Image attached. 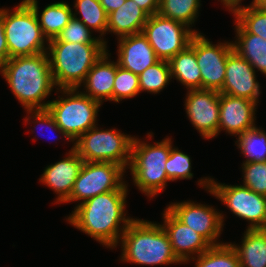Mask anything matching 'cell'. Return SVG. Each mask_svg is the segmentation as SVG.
I'll return each mask as SVG.
<instances>
[{
  "label": "cell",
  "mask_w": 266,
  "mask_h": 267,
  "mask_svg": "<svg viewBox=\"0 0 266 267\" xmlns=\"http://www.w3.org/2000/svg\"><path fill=\"white\" fill-rule=\"evenodd\" d=\"M127 192L125 183L119 190L89 198L79 203L66 220L103 246L115 249L125 229L134 220L125 213Z\"/></svg>",
  "instance_id": "6da1fadb"
},
{
  "label": "cell",
  "mask_w": 266,
  "mask_h": 267,
  "mask_svg": "<svg viewBox=\"0 0 266 267\" xmlns=\"http://www.w3.org/2000/svg\"><path fill=\"white\" fill-rule=\"evenodd\" d=\"M0 74L25 110L47 109L56 88L47 52L9 58Z\"/></svg>",
  "instance_id": "7a4b0ae2"
},
{
  "label": "cell",
  "mask_w": 266,
  "mask_h": 267,
  "mask_svg": "<svg viewBox=\"0 0 266 267\" xmlns=\"http://www.w3.org/2000/svg\"><path fill=\"white\" fill-rule=\"evenodd\" d=\"M121 261L139 265L183 264L161 224L135 218L120 237Z\"/></svg>",
  "instance_id": "3957f363"
},
{
  "label": "cell",
  "mask_w": 266,
  "mask_h": 267,
  "mask_svg": "<svg viewBox=\"0 0 266 267\" xmlns=\"http://www.w3.org/2000/svg\"><path fill=\"white\" fill-rule=\"evenodd\" d=\"M47 46L56 89H79L83 86L89 70L107 50L105 44L48 42Z\"/></svg>",
  "instance_id": "277c9868"
},
{
  "label": "cell",
  "mask_w": 266,
  "mask_h": 267,
  "mask_svg": "<svg viewBox=\"0 0 266 267\" xmlns=\"http://www.w3.org/2000/svg\"><path fill=\"white\" fill-rule=\"evenodd\" d=\"M134 136L131 161L128 169L131 171L134 185L148 197L158 196L166 189L170 181L165 170V163L171 151V138L148 144Z\"/></svg>",
  "instance_id": "5b68a950"
},
{
  "label": "cell",
  "mask_w": 266,
  "mask_h": 267,
  "mask_svg": "<svg viewBox=\"0 0 266 267\" xmlns=\"http://www.w3.org/2000/svg\"><path fill=\"white\" fill-rule=\"evenodd\" d=\"M57 90L63 96L50 101L47 109L58 127L74 143L82 134L98 125L97 116L102 104L78 91V88Z\"/></svg>",
  "instance_id": "8992f818"
},
{
  "label": "cell",
  "mask_w": 266,
  "mask_h": 267,
  "mask_svg": "<svg viewBox=\"0 0 266 267\" xmlns=\"http://www.w3.org/2000/svg\"><path fill=\"white\" fill-rule=\"evenodd\" d=\"M12 10L3 8V23L9 58L33 56L47 52L46 44L49 41L43 35L32 7L23 0Z\"/></svg>",
  "instance_id": "52a82bcc"
},
{
  "label": "cell",
  "mask_w": 266,
  "mask_h": 267,
  "mask_svg": "<svg viewBox=\"0 0 266 267\" xmlns=\"http://www.w3.org/2000/svg\"><path fill=\"white\" fill-rule=\"evenodd\" d=\"M134 136L113 129L92 127L73 144V149L84 162H113L125 170L131 161ZM127 167V168H126Z\"/></svg>",
  "instance_id": "ba28073f"
},
{
  "label": "cell",
  "mask_w": 266,
  "mask_h": 267,
  "mask_svg": "<svg viewBox=\"0 0 266 267\" xmlns=\"http://www.w3.org/2000/svg\"><path fill=\"white\" fill-rule=\"evenodd\" d=\"M198 185L223 202L236 217L250 222L247 229H266V196L244 185L222 184L210 177L199 179Z\"/></svg>",
  "instance_id": "9c48e42d"
},
{
  "label": "cell",
  "mask_w": 266,
  "mask_h": 267,
  "mask_svg": "<svg viewBox=\"0 0 266 267\" xmlns=\"http://www.w3.org/2000/svg\"><path fill=\"white\" fill-rule=\"evenodd\" d=\"M196 33L200 32L159 13L149 16L142 30L157 57L165 61L185 50Z\"/></svg>",
  "instance_id": "30bf717a"
},
{
  "label": "cell",
  "mask_w": 266,
  "mask_h": 267,
  "mask_svg": "<svg viewBox=\"0 0 266 267\" xmlns=\"http://www.w3.org/2000/svg\"><path fill=\"white\" fill-rule=\"evenodd\" d=\"M125 169L113 162H84L70 197L64 202H77L109 191L119 190L126 181Z\"/></svg>",
  "instance_id": "8fae6325"
},
{
  "label": "cell",
  "mask_w": 266,
  "mask_h": 267,
  "mask_svg": "<svg viewBox=\"0 0 266 267\" xmlns=\"http://www.w3.org/2000/svg\"><path fill=\"white\" fill-rule=\"evenodd\" d=\"M180 222L202 236L211 246L218 242L224 227V215L213 206L195 203L190 200L174 202L166 207Z\"/></svg>",
  "instance_id": "7c38bea8"
},
{
  "label": "cell",
  "mask_w": 266,
  "mask_h": 267,
  "mask_svg": "<svg viewBox=\"0 0 266 267\" xmlns=\"http://www.w3.org/2000/svg\"><path fill=\"white\" fill-rule=\"evenodd\" d=\"M196 33V60L201 73V89L222 90L226 60L234 51L232 42L212 44V41Z\"/></svg>",
  "instance_id": "4fadbf2b"
},
{
  "label": "cell",
  "mask_w": 266,
  "mask_h": 267,
  "mask_svg": "<svg viewBox=\"0 0 266 267\" xmlns=\"http://www.w3.org/2000/svg\"><path fill=\"white\" fill-rule=\"evenodd\" d=\"M220 93L214 90L191 89L185 98V111L203 139L218 135Z\"/></svg>",
  "instance_id": "5bb4252c"
},
{
  "label": "cell",
  "mask_w": 266,
  "mask_h": 267,
  "mask_svg": "<svg viewBox=\"0 0 266 267\" xmlns=\"http://www.w3.org/2000/svg\"><path fill=\"white\" fill-rule=\"evenodd\" d=\"M256 77L253 66L233 51L226 60L224 84L219 93L259 103L261 86Z\"/></svg>",
  "instance_id": "9a60e30c"
},
{
  "label": "cell",
  "mask_w": 266,
  "mask_h": 267,
  "mask_svg": "<svg viewBox=\"0 0 266 267\" xmlns=\"http://www.w3.org/2000/svg\"><path fill=\"white\" fill-rule=\"evenodd\" d=\"M218 134L239 136L256 127L257 102L220 93Z\"/></svg>",
  "instance_id": "2e32d148"
},
{
  "label": "cell",
  "mask_w": 266,
  "mask_h": 267,
  "mask_svg": "<svg viewBox=\"0 0 266 267\" xmlns=\"http://www.w3.org/2000/svg\"><path fill=\"white\" fill-rule=\"evenodd\" d=\"M161 224L167 232L172 249L182 263H188L193 255L199 256L211 245L194 230L180 222L167 208L164 209Z\"/></svg>",
  "instance_id": "e0dca14e"
},
{
  "label": "cell",
  "mask_w": 266,
  "mask_h": 267,
  "mask_svg": "<svg viewBox=\"0 0 266 267\" xmlns=\"http://www.w3.org/2000/svg\"><path fill=\"white\" fill-rule=\"evenodd\" d=\"M67 157L45 167L39 181L47 185L56 194L55 203H64L72 192L74 183L79 175L84 160L73 149Z\"/></svg>",
  "instance_id": "ac0fdd59"
},
{
  "label": "cell",
  "mask_w": 266,
  "mask_h": 267,
  "mask_svg": "<svg viewBox=\"0 0 266 267\" xmlns=\"http://www.w3.org/2000/svg\"><path fill=\"white\" fill-rule=\"evenodd\" d=\"M117 41L118 65L136 75L160 60L142 33L124 36Z\"/></svg>",
  "instance_id": "d6986e66"
},
{
  "label": "cell",
  "mask_w": 266,
  "mask_h": 267,
  "mask_svg": "<svg viewBox=\"0 0 266 267\" xmlns=\"http://www.w3.org/2000/svg\"><path fill=\"white\" fill-rule=\"evenodd\" d=\"M110 54L106 50L89 70L83 82L84 94L101 104L113 101V84L118 62L110 61Z\"/></svg>",
  "instance_id": "ffe728a7"
},
{
  "label": "cell",
  "mask_w": 266,
  "mask_h": 267,
  "mask_svg": "<svg viewBox=\"0 0 266 267\" xmlns=\"http://www.w3.org/2000/svg\"><path fill=\"white\" fill-rule=\"evenodd\" d=\"M149 15L136 2L126 0L119 9L108 14L107 32L117 38L142 33Z\"/></svg>",
  "instance_id": "44dd1931"
},
{
  "label": "cell",
  "mask_w": 266,
  "mask_h": 267,
  "mask_svg": "<svg viewBox=\"0 0 266 267\" xmlns=\"http://www.w3.org/2000/svg\"><path fill=\"white\" fill-rule=\"evenodd\" d=\"M171 78L178 80L187 90L201 89V73L196 60V34L190 45L169 61Z\"/></svg>",
  "instance_id": "7402d4cb"
},
{
  "label": "cell",
  "mask_w": 266,
  "mask_h": 267,
  "mask_svg": "<svg viewBox=\"0 0 266 267\" xmlns=\"http://www.w3.org/2000/svg\"><path fill=\"white\" fill-rule=\"evenodd\" d=\"M34 10L43 35L47 40H51L57 37L61 30L69 23L73 18L72 8L66 2H55L48 4L42 13L38 11L37 0H25Z\"/></svg>",
  "instance_id": "603a6c76"
},
{
  "label": "cell",
  "mask_w": 266,
  "mask_h": 267,
  "mask_svg": "<svg viewBox=\"0 0 266 267\" xmlns=\"http://www.w3.org/2000/svg\"><path fill=\"white\" fill-rule=\"evenodd\" d=\"M241 245L232 244L241 267H266V229H246Z\"/></svg>",
  "instance_id": "cb8c5ba5"
},
{
  "label": "cell",
  "mask_w": 266,
  "mask_h": 267,
  "mask_svg": "<svg viewBox=\"0 0 266 267\" xmlns=\"http://www.w3.org/2000/svg\"><path fill=\"white\" fill-rule=\"evenodd\" d=\"M234 24L237 38L232 41L233 50L266 76V40L246 32L236 21Z\"/></svg>",
  "instance_id": "d4e9b609"
},
{
  "label": "cell",
  "mask_w": 266,
  "mask_h": 267,
  "mask_svg": "<svg viewBox=\"0 0 266 267\" xmlns=\"http://www.w3.org/2000/svg\"><path fill=\"white\" fill-rule=\"evenodd\" d=\"M73 17L80 20L92 32H99L101 39L107 46L103 36L107 33L108 14L100 4V0H75ZM79 14V17L77 15ZM81 15V18H80Z\"/></svg>",
  "instance_id": "484cf974"
},
{
  "label": "cell",
  "mask_w": 266,
  "mask_h": 267,
  "mask_svg": "<svg viewBox=\"0 0 266 267\" xmlns=\"http://www.w3.org/2000/svg\"><path fill=\"white\" fill-rule=\"evenodd\" d=\"M200 2L201 0H162L158 13L191 28L198 18Z\"/></svg>",
  "instance_id": "4316f807"
},
{
  "label": "cell",
  "mask_w": 266,
  "mask_h": 267,
  "mask_svg": "<svg viewBox=\"0 0 266 267\" xmlns=\"http://www.w3.org/2000/svg\"><path fill=\"white\" fill-rule=\"evenodd\" d=\"M191 260H196L195 267H241L235 249L227 242L211 246L201 255L193 256L189 261Z\"/></svg>",
  "instance_id": "83f0119b"
},
{
  "label": "cell",
  "mask_w": 266,
  "mask_h": 267,
  "mask_svg": "<svg viewBox=\"0 0 266 267\" xmlns=\"http://www.w3.org/2000/svg\"><path fill=\"white\" fill-rule=\"evenodd\" d=\"M236 139L237 148L246 158L244 162L266 161V132L261 127L248 130Z\"/></svg>",
  "instance_id": "f1b7e54d"
},
{
  "label": "cell",
  "mask_w": 266,
  "mask_h": 267,
  "mask_svg": "<svg viewBox=\"0 0 266 267\" xmlns=\"http://www.w3.org/2000/svg\"><path fill=\"white\" fill-rule=\"evenodd\" d=\"M138 76L140 93L147 91L154 95L160 93L172 79L169 62L165 60H159Z\"/></svg>",
  "instance_id": "f546056e"
},
{
  "label": "cell",
  "mask_w": 266,
  "mask_h": 267,
  "mask_svg": "<svg viewBox=\"0 0 266 267\" xmlns=\"http://www.w3.org/2000/svg\"><path fill=\"white\" fill-rule=\"evenodd\" d=\"M232 14L246 32L266 40V11L260 10L252 3L235 9Z\"/></svg>",
  "instance_id": "4dcf8cb0"
},
{
  "label": "cell",
  "mask_w": 266,
  "mask_h": 267,
  "mask_svg": "<svg viewBox=\"0 0 266 267\" xmlns=\"http://www.w3.org/2000/svg\"><path fill=\"white\" fill-rule=\"evenodd\" d=\"M92 34V31L88 27H86L80 20L73 17L57 37L49 40V42L104 44L99 37H92Z\"/></svg>",
  "instance_id": "1f68e13d"
},
{
  "label": "cell",
  "mask_w": 266,
  "mask_h": 267,
  "mask_svg": "<svg viewBox=\"0 0 266 267\" xmlns=\"http://www.w3.org/2000/svg\"><path fill=\"white\" fill-rule=\"evenodd\" d=\"M140 93L139 76L120 66L116 69L113 84V102L133 98Z\"/></svg>",
  "instance_id": "d6a6232c"
},
{
  "label": "cell",
  "mask_w": 266,
  "mask_h": 267,
  "mask_svg": "<svg viewBox=\"0 0 266 267\" xmlns=\"http://www.w3.org/2000/svg\"><path fill=\"white\" fill-rule=\"evenodd\" d=\"M191 158L189 155L173 147L171 141V151L169 158L165 163V170L167 177L170 181L178 179H192L193 173L191 172Z\"/></svg>",
  "instance_id": "836d02e7"
},
{
  "label": "cell",
  "mask_w": 266,
  "mask_h": 267,
  "mask_svg": "<svg viewBox=\"0 0 266 267\" xmlns=\"http://www.w3.org/2000/svg\"><path fill=\"white\" fill-rule=\"evenodd\" d=\"M243 185L266 196V161L243 162Z\"/></svg>",
  "instance_id": "e575fe53"
},
{
  "label": "cell",
  "mask_w": 266,
  "mask_h": 267,
  "mask_svg": "<svg viewBox=\"0 0 266 267\" xmlns=\"http://www.w3.org/2000/svg\"><path fill=\"white\" fill-rule=\"evenodd\" d=\"M26 112L28 114L27 117L24 118V121L26 123H28V121H30L31 122L30 124H32V123L37 124L38 123V124H41L40 126L46 125L47 127H49V129H51V130L54 129L59 134L64 136L65 140L67 139L71 142V140L66 136V134L58 127L53 115L49 112L48 109L26 110ZM29 114H30V116H29ZM30 119H32L34 121H31ZM39 135H41V134H39Z\"/></svg>",
  "instance_id": "d590c367"
},
{
  "label": "cell",
  "mask_w": 266,
  "mask_h": 267,
  "mask_svg": "<svg viewBox=\"0 0 266 267\" xmlns=\"http://www.w3.org/2000/svg\"><path fill=\"white\" fill-rule=\"evenodd\" d=\"M8 59L9 52L3 23V8H0V71Z\"/></svg>",
  "instance_id": "8d00e7d4"
},
{
  "label": "cell",
  "mask_w": 266,
  "mask_h": 267,
  "mask_svg": "<svg viewBox=\"0 0 266 267\" xmlns=\"http://www.w3.org/2000/svg\"><path fill=\"white\" fill-rule=\"evenodd\" d=\"M149 16L158 13L160 3L157 0H132Z\"/></svg>",
  "instance_id": "74e56055"
},
{
  "label": "cell",
  "mask_w": 266,
  "mask_h": 267,
  "mask_svg": "<svg viewBox=\"0 0 266 267\" xmlns=\"http://www.w3.org/2000/svg\"><path fill=\"white\" fill-rule=\"evenodd\" d=\"M125 2L126 0H100V4L107 14L119 9Z\"/></svg>",
  "instance_id": "f35d334b"
},
{
  "label": "cell",
  "mask_w": 266,
  "mask_h": 267,
  "mask_svg": "<svg viewBox=\"0 0 266 267\" xmlns=\"http://www.w3.org/2000/svg\"><path fill=\"white\" fill-rule=\"evenodd\" d=\"M223 5L229 10V12H233L235 9L241 7L242 0H220Z\"/></svg>",
  "instance_id": "ab89813d"
},
{
  "label": "cell",
  "mask_w": 266,
  "mask_h": 267,
  "mask_svg": "<svg viewBox=\"0 0 266 267\" xmlns=\"http://www.w3.org/2000/svg\"><path fill=\"white\" fill-rule=\"evenodd\" d=\"M252 4L260 10L266 11V0H253Z\"/></svg>",
  "instance_id": "60d3db41"
}]
</instances>
